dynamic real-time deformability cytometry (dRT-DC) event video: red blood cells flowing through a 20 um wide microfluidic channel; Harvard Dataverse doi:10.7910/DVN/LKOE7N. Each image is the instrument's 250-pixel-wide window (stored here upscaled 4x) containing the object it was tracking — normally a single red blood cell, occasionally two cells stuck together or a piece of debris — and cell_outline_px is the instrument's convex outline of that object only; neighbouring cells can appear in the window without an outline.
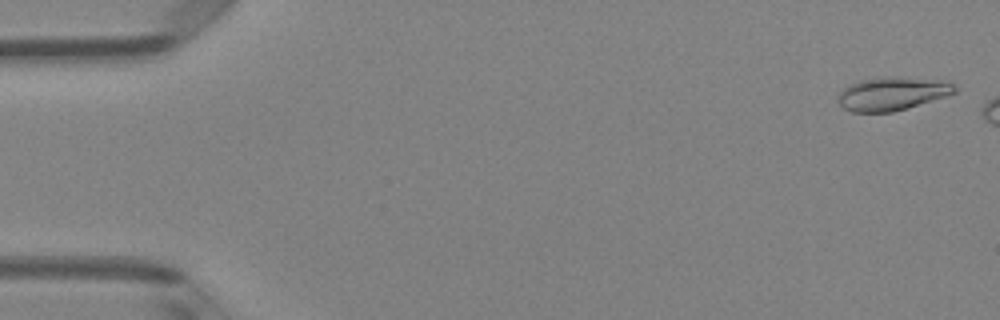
{"species": "Egyptian fruit bat (a non-hibernating species)", "species_latin": "Rousettus aegyptiacus", "temperature_condition": "room temperature", "stored_images_in_passage": 46, "camera_frame_rate_fps": 3000, "um_per_image_px": 0.085, "animal": {"sex": "female"}, "frame": {"image": 1, "passage_image": 2, "time_ms": 0.333, "image_size_px": [1000, 320], "cell_outline_px": [[956, 92], [944, 96], [892, 112], [852, 112], [844, 108], [836, 100], [840, 92], [844, 88], [860, 80], [892, 76], [948, 80], [956, 84]], "centroid_in_image_um": [75.85, 7.94], "position_along_channel_um": 9.2, "area_um2": 22.54}}
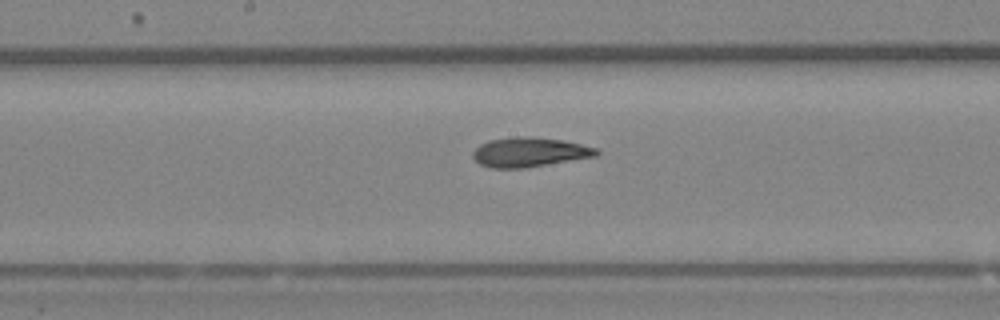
{"frame": {"image": 2, "passage_image": 27, "time_ms": 8.667, "image_size_px": [1000, 320], "cell_outline_px": [[600, 152], [596, 156], [524, 168], [492, 168], [480, 164], [472, 156], [472, 152], [480, 144], [488, 140], [516, 136], [528, 136], [564, 140], [596, 148]], "centroid_in_image_um": [44.98, 12.92], "position_along_channel_um": 203.2, "area_um2": 21.21}}
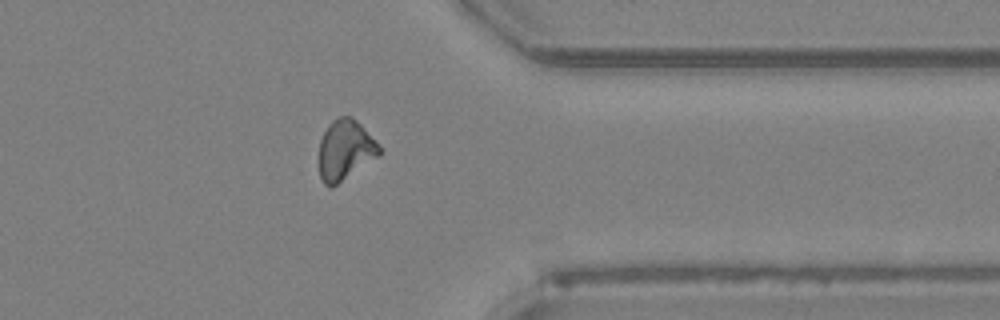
{"frame": {"image": 3, "passage_image": 41, "time_ms": 13.333, "image_size_px": [1000, 320], "cell_outline_px": [[380, 156], [332, 188], [328, 188], [324, 184], [320, 176], [320, 140], [328, 124], [332, 120], [340, 116], [352, 116], [360, 124], [380, 148]], "centroid_in_image_um": [29.33, 12.78], "position_along_channel_um": 382.1, "area_um2": 21.04}, "authors_computed_cell_mechanics": {"area_um2": 21.2126, "velocity_mm_per_s": 4.0064, "shape_relaxation_time_tau1_ms": null, "shape_relaxation_time_tau2_ms": 2.6906, "deformation_change_tau1": null, "deformation_change_tau2": 0.1005}}